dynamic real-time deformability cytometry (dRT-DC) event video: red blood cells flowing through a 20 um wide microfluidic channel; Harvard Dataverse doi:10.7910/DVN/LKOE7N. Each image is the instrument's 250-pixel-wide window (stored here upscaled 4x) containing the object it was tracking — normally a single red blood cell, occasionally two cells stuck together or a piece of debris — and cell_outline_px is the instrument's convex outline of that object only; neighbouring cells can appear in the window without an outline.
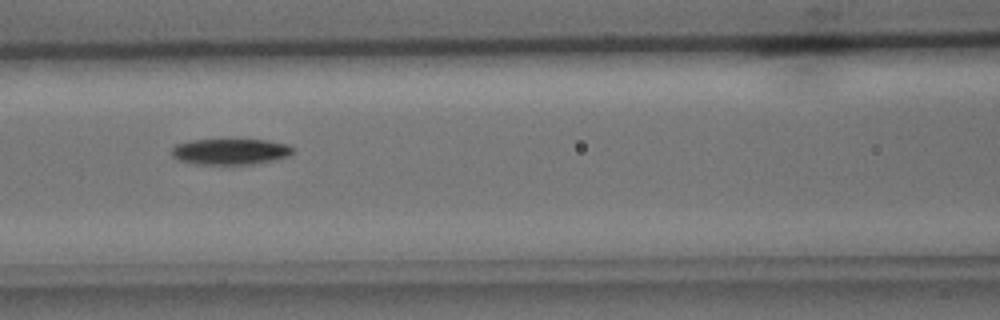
{"species": "common noctule bat (a hibernating species)", "species_latin": "Nyctalus noctula", "temperature_condition": "cold", "stored_images_in_passage": 6, "camera_frame_rate_fps": 3000, "um_per_image_px": 0.085, "animal": {"sex": "male", "body_mass_g": 15.6}, "frame": {"image": 1, "passage_image": 4, "time_ms": 1.0, "image_size_px": [1000, 320], "cell_outline_px": [[296, 152], [288, 156], [256, 164], [192, 164], [180, 160], [172, 156], [172, 148], [176, 144], [192, 140], [268, 140], [288, 144], [296, 148]], "centroid_in_image_um": [19.63, 12.89], "position_along_channel_um": 147.0, "area_um2": 18.44}}
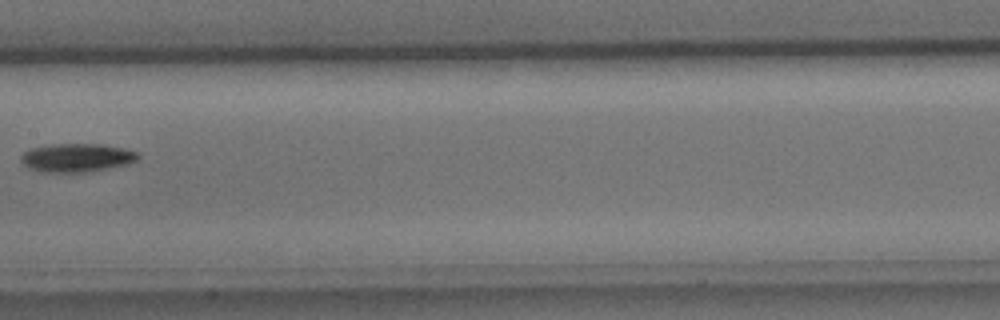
{"frame": {"image": 2, "passage_image": 5, "time_ms": 1.333, "image_size_px": [1000, 320], "cell_outline_px": [[140, 156], [136, 160], [128, 164], [84, 172], [44, 172], [28, 168], [20, 160], [20, 156], [28, 148], [52, 144], [100, 144], [124, 148], [140, 152]], "centroid_in_image_um": [6.51, 13.39], "position_along_channel_um": 200.9, "area_um2": 19.48}}
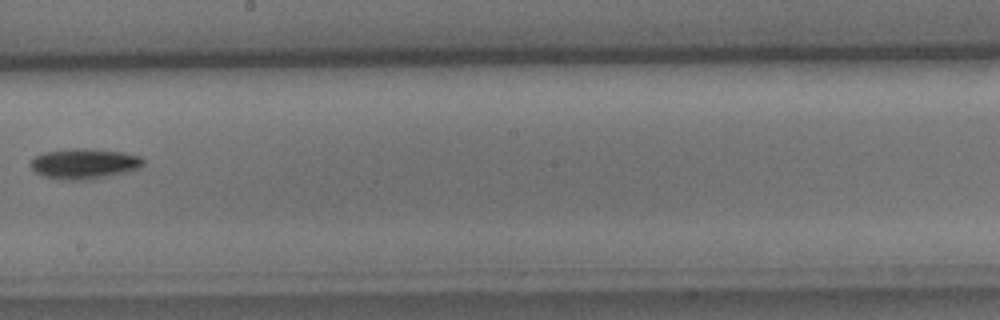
{"frame": {"image": 3, "passage_image": 6, "time_ms": 1.667, "image_size_px": [1000, 320], "cell_outline_px": [[144, 164], [140, 168], [92, 180], [64, 180], [44, 176], [36, 172], [28, 164], [36, 156], [44, 152], [72, 148], [88, 148], [124, 152], [140, 156], [144, 160]], "centroid_in_image_um": [7.17, 13.91], "position_along_channel_um": 241.0, "area_um2": 20.06}}